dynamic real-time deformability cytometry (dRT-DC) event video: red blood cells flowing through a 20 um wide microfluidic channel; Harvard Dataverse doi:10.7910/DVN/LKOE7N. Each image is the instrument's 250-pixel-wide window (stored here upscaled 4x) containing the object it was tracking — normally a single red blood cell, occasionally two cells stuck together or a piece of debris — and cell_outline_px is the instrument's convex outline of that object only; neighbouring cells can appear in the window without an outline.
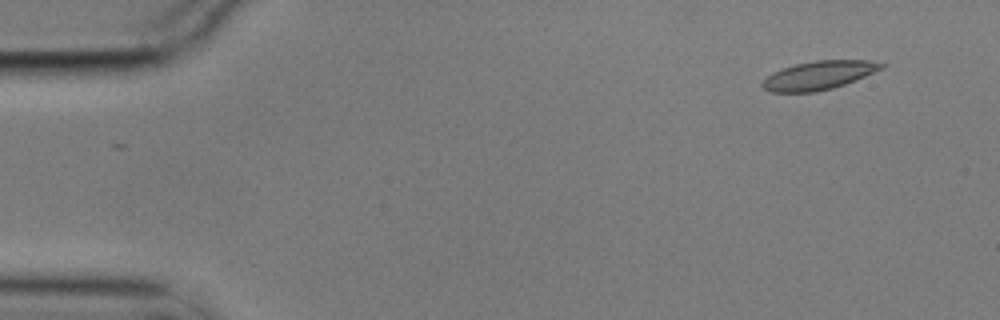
{"species": "common noctule bat (a hibernating species)", "species_latin": "Nyctalus noctula", "temperature_condition": "cold", "stored_images_in_passage": 54, "camera_frame_rate_fps": 3000, "um_per_image_px": 0.085, "animal": {"sex": "male", "body_mass_g": 17.9}, "frame": {"image": 1, "passage_image": 1, "time_ms": 0.0, "image_size_px": [1000, 320], "cell_outline_px": [[888, 64], [884, 68], [844, 84], [832, 88], [816, 92], [768, 92], [760, 84], [772, 72], [796, 64], [816, 60], [868, 60]], "centroid_in_image_um": [69.6, 6.4], "position_along_channel_um": 15.4, "area_um2": 19.71}}
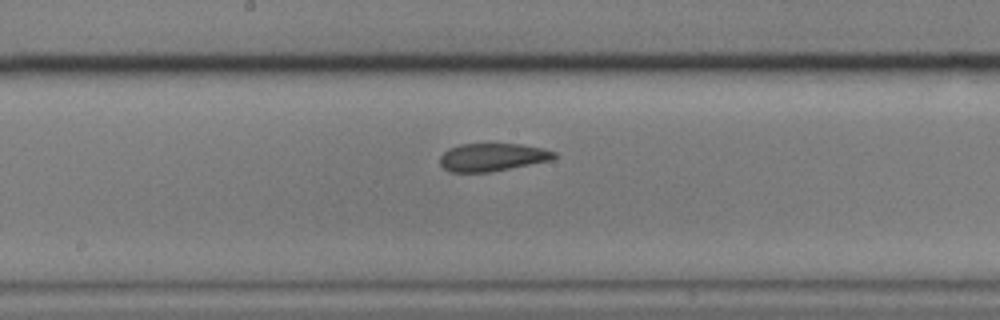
{"frame": {"image": 2, "passage_image": 26, "time_ms": 8.333, "image_size_px": [1000, 320], "cell_outline_px": [[556, 156], [552, 160], [488, 172], [448, 172], [440, 164], [440, 156], [448, 148], [460, 144], [520, 144], [544, 148], [556, 152]], "centroid_in_image_um": [41.84, 13.35], "position_along_channel_um": 206.4, "area_um2": 18.55}}
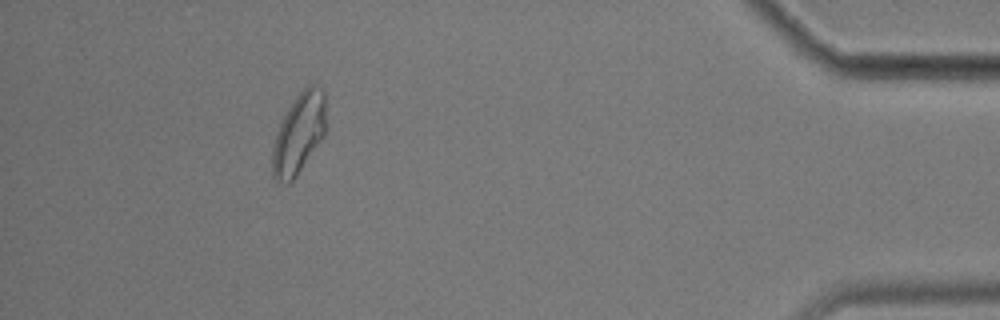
{"frame": {"image": 3, "passage_image": 48, "time_ms": 15.667, "image_size_px": [1000, 320], "cell_outline_px": [[328, 128], [324, 136], [292, 184], [284, 184], [276, 180], [272, 176], [272, 148], [276, 132], [288, 108], [296, 96], [308, 84], [312, 84], [320, 88], [324, 92]], "centroid_in_image_um": [25.43, 11.39], "position_along_channel_um": 409.8, "area_um2": 25.78}, "authors_computed_cell_mechanics": {"area_um2": 19.8543, "velocity_mm_per_s": 3.5371, "shape_relaxation_time_tau1_ms": null, "shape_relaxation_time_tau2_ms": 2.1683, "deformation_change_tau1": null, "deformation_change_tau2": 0.078}}